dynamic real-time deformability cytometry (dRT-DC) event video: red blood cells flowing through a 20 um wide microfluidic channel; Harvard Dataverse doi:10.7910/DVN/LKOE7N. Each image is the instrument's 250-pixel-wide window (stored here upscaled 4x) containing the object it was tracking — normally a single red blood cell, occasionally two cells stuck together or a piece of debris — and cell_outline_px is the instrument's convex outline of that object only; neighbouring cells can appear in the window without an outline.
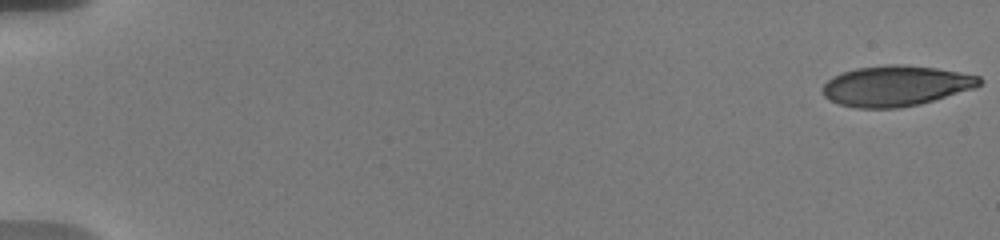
{"species": "human", "species_latin": "Homo sapiens", "temperature_condition": "warm", "stored_images_in_passage": 17, "camera_frame_rate_fps": 3000, "um_per_image_px": 0.085, "donor": {"sex": "male"}, "frame": {"image": 1, "passage_image": 1, "time_ms": 0.0, "image_size_px": [1000, 240], "cell_outline_px": [[984, 80], [976, 88], [920, 104], [900, 108], [856, 108], [840, 104], [828, 100], [824, 96], [820, 88], [832, 76], [856, 68], [888, 64], [904, 64], [936, 68], [980, 76]], "centroid_in_image_um": [76.14, 7.3], "position_along_channel_um": 8.9, "area_um2": 37.28}}
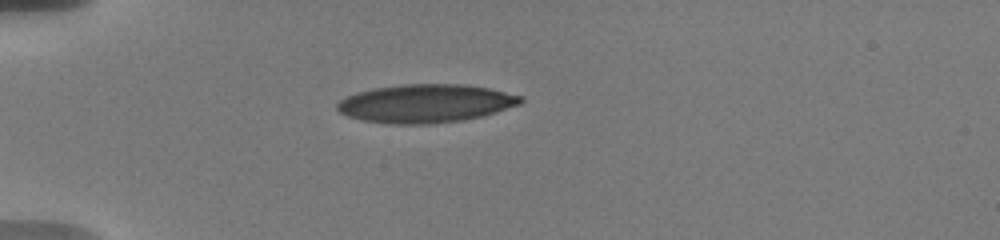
{"frame": {"image": 2, "passage_image": 12, "time_ms": 5.333, "image_size_px": [1000, 240], "cell_outline_px": [[524, 100], [520, 104], [480, 116], [460, 120], [428, 124], [388, 124], [360, 120], [348, 116], [340, 112], [336, 108], [336, 104], [340, 100], [356, 92], [372, 88], [404, 84], [460, 84], [488, 88], [524, 96]], "centroid_in_image_um": [36.14, 8.79], "position_along_channel_um": 48.9, "area_um2": 40.86}}
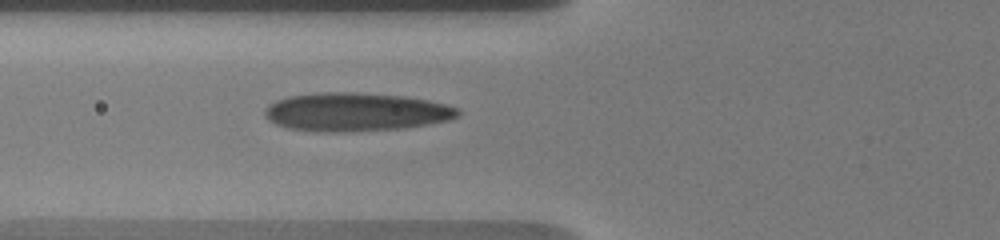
{"frame": {"image": 3, "passage_image": 17, "time_ms": 7.333, "image_size_px": [1000, 240], "cell_outline_px": [[460, 116], [448, 120], [428, 124], [404, 128], [336, 132], [320, 132], [288, 128], [276, 124], [268, 120], [264, 116], [264, 108], [268, 104], [276, 100], [288, 96], [320, 92], [352, 92], [404, 96], [428, 100], [460, 108]], "centroid_in_image_um": [30.22, 9.51], "position_along_channel_um": 95.6, "area_um2": 43.47}}